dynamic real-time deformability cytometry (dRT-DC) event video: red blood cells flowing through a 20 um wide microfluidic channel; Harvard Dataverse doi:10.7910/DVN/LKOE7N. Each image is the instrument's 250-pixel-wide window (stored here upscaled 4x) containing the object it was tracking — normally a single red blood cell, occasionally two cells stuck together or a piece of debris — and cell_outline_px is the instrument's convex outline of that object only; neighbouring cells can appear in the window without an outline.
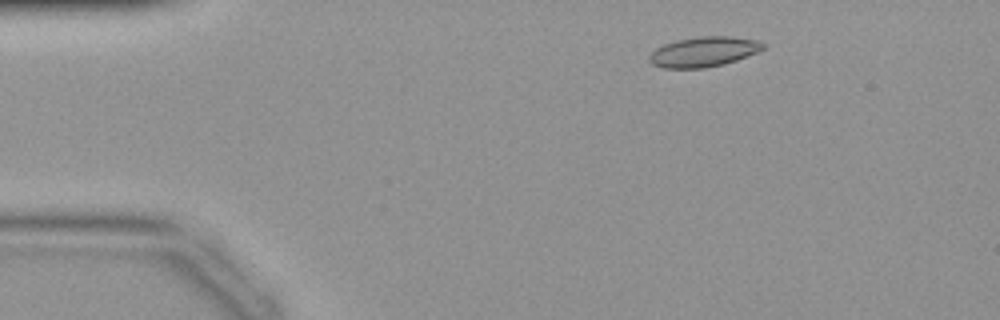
{"species": "common noctule bat (a hibernating species)", "species_latin": "Nyctalus noctula", "temperature_condition": "warm", "stored_images_in_passage": 42, "camera_frame_rate_fps": 3000, "um_per_image_px": 0.085, "animal": {"sex": "female", "body_mass_g": 19.9}, "frame": {"image": 1, "passage_image": 6, "time_ms": 1.667, "image_size_px": [1000, 320], "cell_outline_px": [[764, 48], [756, 52], [736, 60], [724, 64], [704, 68], [664, 68], [652, 64], [648, 60], [648, 56], [656, 48], [664, 44], [676, 40], [700, 36], [732, 36], [756, 40], [764, 44]], "centroid_in_image_um": [59.77, 4.4], "position_along_channel_um": 25.2, "area_um2": 19.83}}
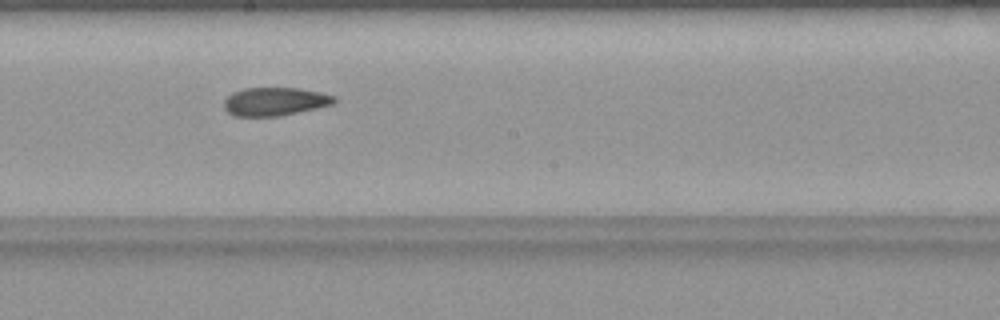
{"frame": {"image": 2, "passage_image": 23, "time_ms": 7.333, "image_size_px": [1000, 320], "cell_outline_px": [[336, 100], [332, 104], [316, 108], [280, 116], [232, 116], [224, 108], [224, 100], [232, 92], [244, 88], [300, 88], [320, 92], [336, 96]], "centroid_in_image_um": [23.34, 8.62], "position_along_channel_um": 224.9, "area_um2": 18.21}}
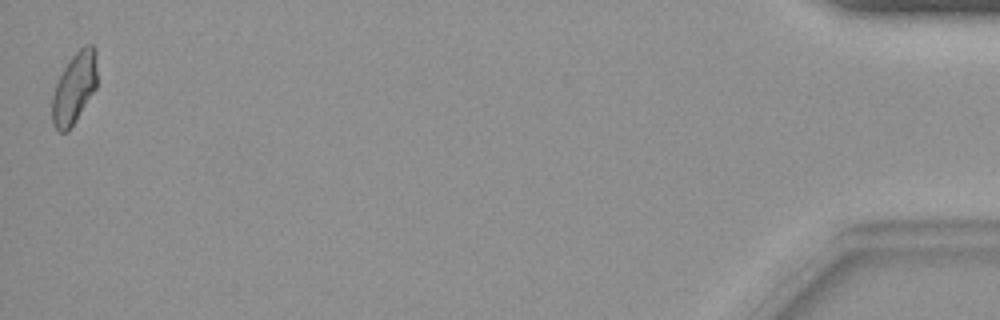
{"frame": {"image": 3, "passage_image": 42, "time_ms": 13.667, "image_size_px": [1000, 320], "cell_outline_px": [[96, 88], [76, 120], [68, 132], [60, 132], [52, 124], [52, 96], [56, 84], [64, 68], [72, 56], [84, 44], [92, 44], [96, 48]], "centroid_in_image_um": [6.32, 7.48], "position_along_channel_um": 428.9, "area_um2": 18.55}}